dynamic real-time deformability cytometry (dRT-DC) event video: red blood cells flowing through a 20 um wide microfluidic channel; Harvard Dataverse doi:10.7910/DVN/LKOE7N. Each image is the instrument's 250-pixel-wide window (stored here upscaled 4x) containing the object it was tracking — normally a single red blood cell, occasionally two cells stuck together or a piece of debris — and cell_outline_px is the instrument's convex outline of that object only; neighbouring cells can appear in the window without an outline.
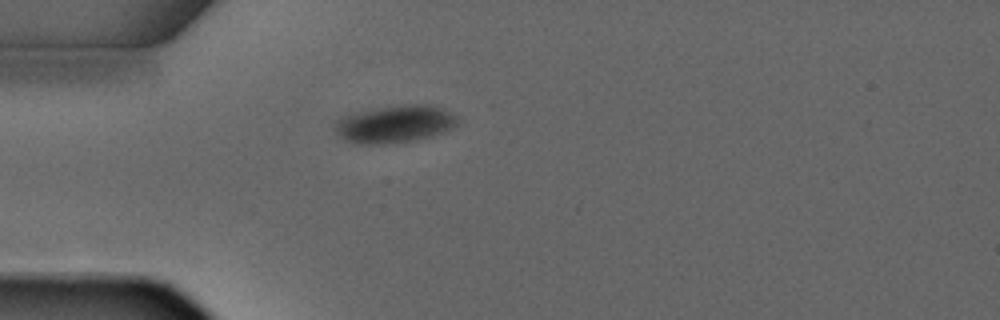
{"species": "common noctule bat (a hibernating species)", "species_latin": "Nyctalus noctula", "temperature_condition": "warm", "stored_images_in_passage": 2, "camera_frame_rate_fps": 3000, "um_per_image_px": 0.085, "animal": {"sex": "male", "forearm_length_mm": 52.5}, "frame": {"image": 1, "passage_image": 1, "time_ms": 0.0, "image_size_px": [1000, 320], "cell_outline_px": [[460, 120], [452, 128], [444, 132], [432, 136], [416, 140], [384, 144], [356, 144], [344, 140], [332, 128], [332, 124], [340, 116], [352, 112], [376, 108], [404, 104], [432, 104], [444, 108], [456, 116]], "centroid_in_image_um": [33.52, 10.53], "position_along_channel_um": 51.5, "area_um2": 27.46}}